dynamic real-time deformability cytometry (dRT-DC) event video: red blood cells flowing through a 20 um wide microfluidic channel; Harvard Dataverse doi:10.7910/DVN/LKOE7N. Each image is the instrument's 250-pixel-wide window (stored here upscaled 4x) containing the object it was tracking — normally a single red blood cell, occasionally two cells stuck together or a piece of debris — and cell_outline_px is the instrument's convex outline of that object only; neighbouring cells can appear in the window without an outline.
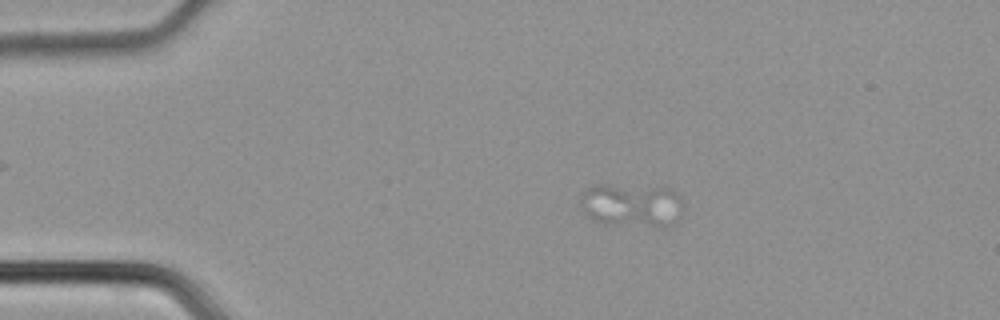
{"species": "common noctule bat (a hibernating species)", "species_latin": "Nyctalus noctula", "temperature_condition": "cold", "stored_images_in_passage": 30, "camera_frame_rate_fps": 3000, "um_per_image_px": 0.085, "animal": {"sex": "male", "body_mass_g": 21.5, "forearm_length_mm": 52.0}, "frame": {"image": 1, "passage_image": 10, "time_ms": 3.0, "image_size_px": [1000, 320], "cell_outline_px": [[684, 204], [680, 216], [676, 224], [664, 228], [604, 224], [588, 216], [584, 212], [580, 204], [580, 192], [596, 184], [608, 184], [668, 188], [676, 192], [680, 196]], "centroid_in_image_um": [53.73, 17.46], "position_along_channel_um": 31.3, "area_um2": 26.93}}